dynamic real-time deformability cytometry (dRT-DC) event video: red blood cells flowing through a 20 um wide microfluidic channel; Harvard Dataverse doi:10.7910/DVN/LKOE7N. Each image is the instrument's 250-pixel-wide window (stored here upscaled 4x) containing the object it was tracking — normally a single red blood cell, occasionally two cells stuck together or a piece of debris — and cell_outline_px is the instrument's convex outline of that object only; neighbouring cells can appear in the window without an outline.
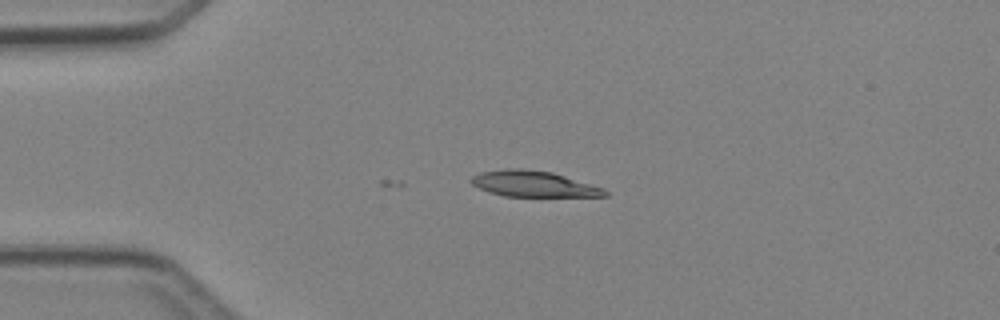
{"species": "Egyptian fruit bat (a non-hibernating species)", "species_latin": "Rousettus aegyptiacus", "temperature_condition": "cold", "stored_images_in_passage": 5, "camera_frame_rate_fps": 3000, "um_per_image_px": 0.085, "animal": {"sex": "female"}, "frame": {"image": 1, "passage_image": 3, "time_ms": 3.333, "image_size_px": [1000, 320], "cell_outline_px": [[608, 196], [504, 196], [480, 188], [472, 184], [468, 180], [472, 176], [480, 172], [504, 168], [520, 168], [552, 172], [604, 188], [608, 192]], "centroid_in_image_um": [45.33, 15.62], "position_along_channel_um": 39.7, "area_um2": 20.06}}
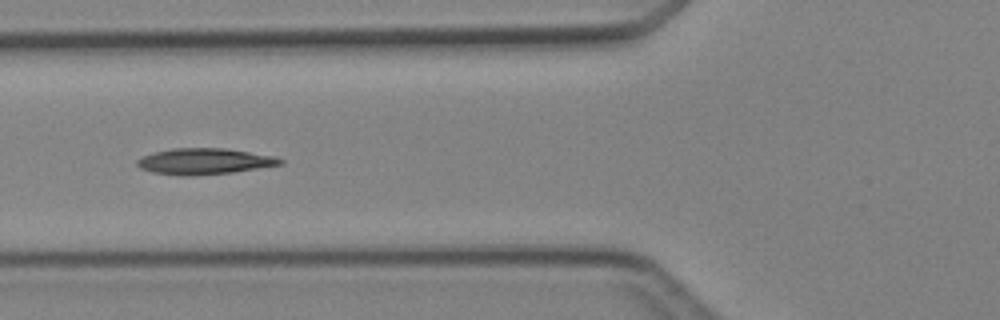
{"frame": {"image": 2, "passage_image": 5, "time_ms": 5.667, "image_size_px": [1000, 320], "cell_outline_px": [[284, 164], [232, 172], [188, 176], [184, 176], [152, 172], [140, 168], [136, 164], [136, 160], [152, 152], [172, 148], [224, 148], [272, 156], [284, 160]], "centroid_in_image_um": [17.33, 13.71], "position_along_channel_um": 108.5, "area_um2": 21.56}}